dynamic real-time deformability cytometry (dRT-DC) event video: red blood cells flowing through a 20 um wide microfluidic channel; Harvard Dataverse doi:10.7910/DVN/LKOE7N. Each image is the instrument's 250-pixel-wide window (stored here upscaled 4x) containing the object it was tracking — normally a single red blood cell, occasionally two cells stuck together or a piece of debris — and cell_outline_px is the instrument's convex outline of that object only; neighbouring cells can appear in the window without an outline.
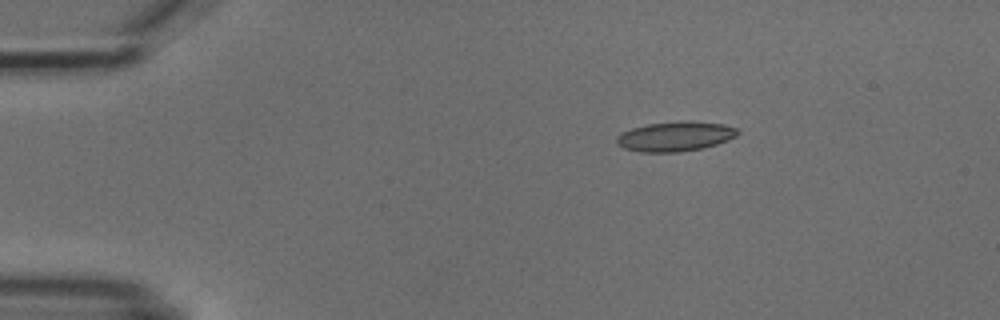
{"species": "common noctule bat (a hibernating species)", "species_latin": "Nyctalus noctula", "temperature_condition": "cold", "stored_images_in_passage": 5, "camera_frame_rate_fps": 3000, "um_per_image_px": 0.085, "animal": {"sex": "male", "body_mass_g": 18.8}, "frame": {"image": 1, "passage_image": 3, "time_ms": 2.333, "image_size_px": [1000, 320], "cell_outline_px": [[740, 132], [736, 136], [728, 140], [704, 148], [680, 152], [640, 152], [624, 148], [616, 144], [616, 136], [620, 132], [632, 128], [648, 124], [680, 120], [692, 120], [724, 124], [736, 128]], "centroid_in_image_um": [57.39, 11.58], "position_along_channel_um": 27.6, "area_um2": 21.33}}
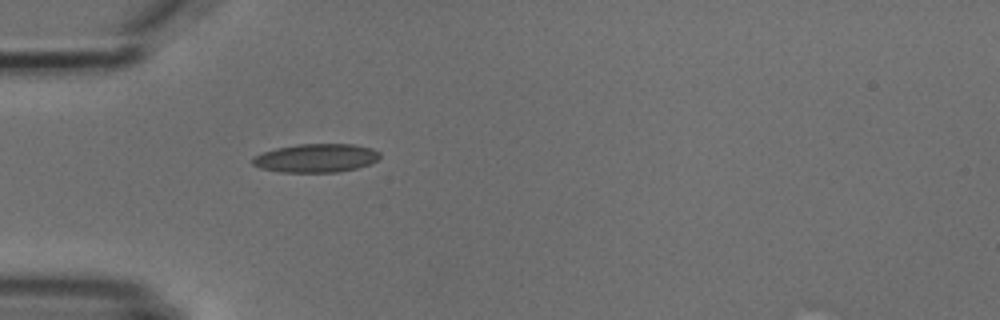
{"frame": {"image": 2, "passage_image": 5, "time_ms": 4.667, "image_size_px": [1000, 320], "cell_outline_px": [[380, 156], [376, 160], [368, 164], [356, 168], [340, 172], [280, 172], [260, 168], [252, 164], [252, 156], [276, 148], [296, 144], [352, 144], [372, 148], [380, 152]], "centroid_in_image_um": [26.84, 13.43], "position_along_channel_um": 58.2, "area_um2": 21.21}}